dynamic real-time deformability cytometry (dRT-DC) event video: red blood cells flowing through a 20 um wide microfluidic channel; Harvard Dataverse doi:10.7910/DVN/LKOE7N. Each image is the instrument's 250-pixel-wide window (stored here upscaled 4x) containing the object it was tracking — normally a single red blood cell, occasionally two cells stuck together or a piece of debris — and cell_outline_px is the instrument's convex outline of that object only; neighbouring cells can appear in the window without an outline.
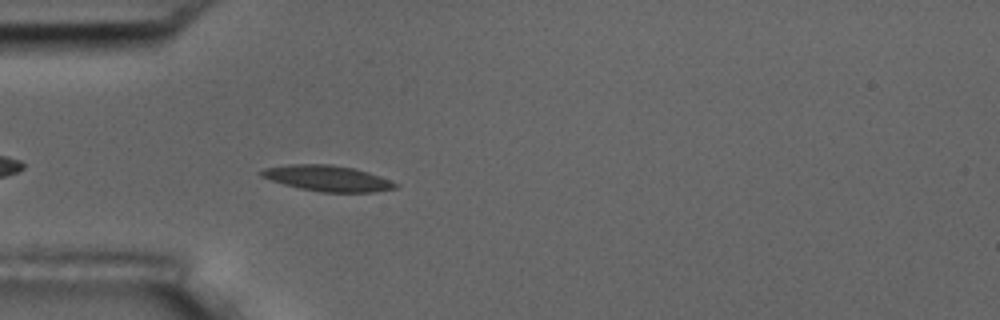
{"species": "common noctule bat (a hibernating species)", "species_latin": "Nyctalus noctula", "temperature_condition": "room temperature", "stored_images_in_passage": 36, "camera_frame_rate_fps": 3000, "um_per_image_px": 0.085, "animal": {"sex": "male", "body_mass_g": 17.5, "forearm_length_mm": 52.3}, "frame": {"image": 1, "passage_image": 6, "time_ms": 1.667, "image_size_px": [1000, 320], "cell_outline_px": [[400, 184], [396, 188], [372, 192], [320, 192], [300, 188], [284, 184], [260, 176], [260, 172], [264, 168], [288, 164], [332, 164], [352, 168], [368, 172]], "centroid_in_image_um": [27.83, 15.15], "position_along_channel_um": 57.2, "area_um2": 20.0}}
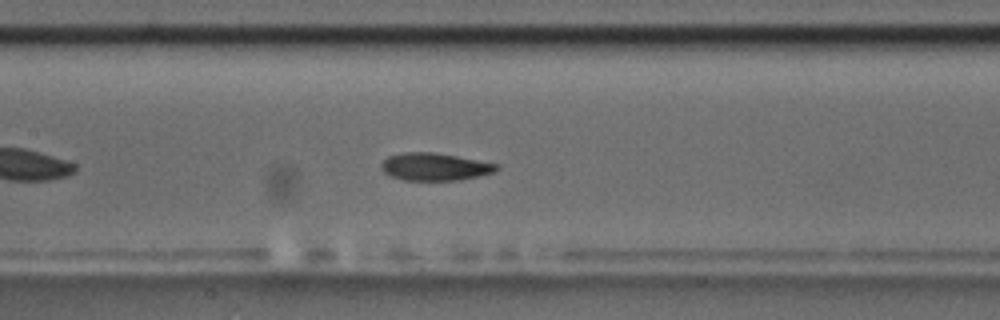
{"frame": {"image": 2, "passage_image": 16, "time_ms": 5.0, "image_size_px": [1000, 320], "cell_outline_px": [[500, 168], [492, 172], [460, 180], [404, 180], [392, 176], [384, 172], [380, 168], [380, 164], [388, 156], [404, 152], [432, 152], [456, 156], [500, 164]], "centroid_in_image_um": [36.94, 14.17], "position_along_channel_um": 170.5, "area_um2": 18.38}}
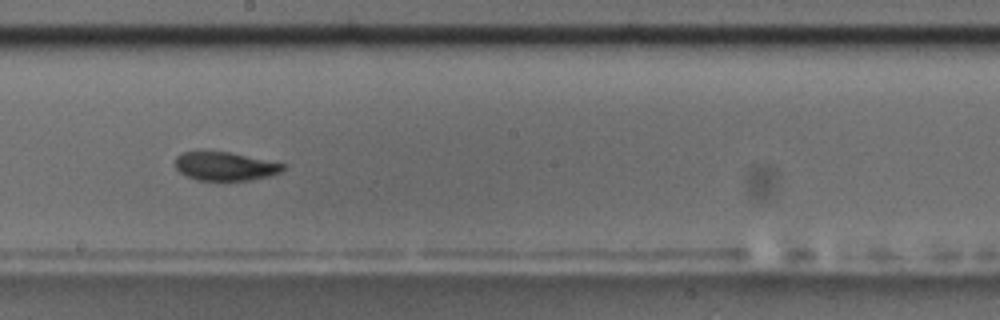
{"frame": {"image": 3, "passage_image": 21, "time_ms": 6.667, "image_size_px": [1000, 320], "cell_outline_px": [[288, 164], [280, 172], [268, 176], [252, 180], [196, 180], [180, 172], [176, 168], [176, 156], [184, 152], [228, 152]], "centroid_in_image_um": [19.16, 14.14], "position_along_channel_um": 229.0, "area_um2": 17.74}, "authors_computed_cell_mechanics": {"area_um2": 18.7272, "velocity_mm_per_s": 3.5459, "shape_relaxation_time_tau1_ms": 4.6914, "shape_relaxation_time_tau2_ms": 2.3443, "deformation_change_tau1": 0.131, "deformation_change_tau2": 0.0834}}